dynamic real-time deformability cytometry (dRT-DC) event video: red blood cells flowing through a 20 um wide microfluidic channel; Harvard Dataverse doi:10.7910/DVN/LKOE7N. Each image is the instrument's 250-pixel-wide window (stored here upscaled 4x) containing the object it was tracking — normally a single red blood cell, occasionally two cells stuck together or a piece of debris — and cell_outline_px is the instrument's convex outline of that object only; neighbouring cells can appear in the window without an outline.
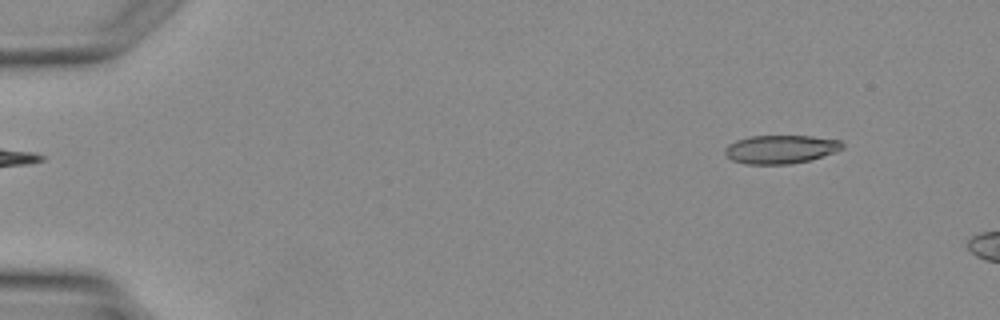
{"species": "Egyptian fruit bat (a non-hibernating species)", "species_latin": "Rousettus aegyptiacus", "temperature_condition": "warm", "stored_images_in_passage": 2, "camera_frame_rate_fps": 3000, "um_per_image_px": 0.085, "animal": {"sex": "female"}, "frame": {"image": 1, "passage_image": 1, "time_ms": 0.0, "image_size_px": [1000, 320], "cell_outline_px": [[844, 148], [836, 152], [812, 160], [788, 164], [744, 164], [732, 160], [724, 152], [724, 148], [728, 144], [736, 140], [748, 136], [812, 136], [840, 140], [844, 144]], "centroid_in_image_um": [66.37, 12.69], "position_along_channel_um": 18.6, "area_um2": 19.71}}